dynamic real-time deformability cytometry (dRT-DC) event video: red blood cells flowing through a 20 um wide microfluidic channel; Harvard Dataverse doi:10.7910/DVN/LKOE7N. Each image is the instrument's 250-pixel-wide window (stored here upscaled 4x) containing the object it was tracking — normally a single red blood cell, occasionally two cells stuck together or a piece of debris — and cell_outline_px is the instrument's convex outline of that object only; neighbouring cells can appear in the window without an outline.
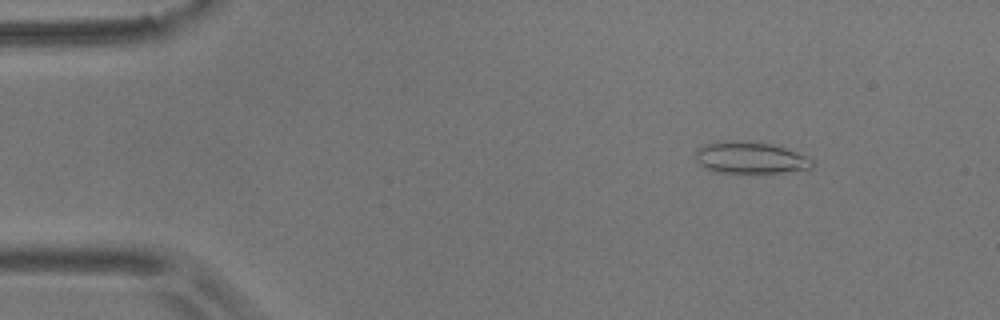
{"species": "common noctule bat (a hibernating species)", "species_latin": "Nyctalus noctula", "temperature_condition": "room temperature", "stored_images_in_passage": 5, "camera_frame_rate_fps": 3000, "um_per_image_px": 0.085, "animal": {"sex": "male", "body_mass_g": 17.9}, "frame": {"image": 1, "passage_image": 2, "time_ms": 0.333, "image_size_px": [1000, 320], "cell_outline_px": [[816, 160], [812, 168], [784, 172], [712, 172], [704, 168], [696, 160], [696, 148], [700, 144], [720, 140], [748, 140], [772, 144], [808, 156]], "centroid_in_image_um": [63.74, 13.38], "position_along_channel_um": 21.3, "area_um2": 22.08}}
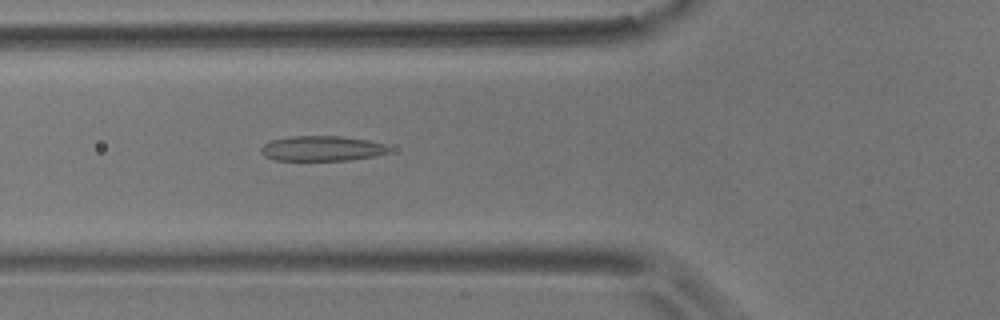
{"frame": {"image": 2, "passage_image": 5, "time_ms": 1.333, "image_size_px": [1000, 320], "cell_outline_px": [[388, 152], [376, 156], [348, 160], [276, 160], [264, 156], [260, 152], [260, 148], [264, 144], [272, 140], [292, 136], [340, 136], [368, 140], [384, 144], [388, 148]], "centroid_in_image_um": [27.33, 12.62], "position_along_channel_um": 98.5, "area_um2": 18.61}}